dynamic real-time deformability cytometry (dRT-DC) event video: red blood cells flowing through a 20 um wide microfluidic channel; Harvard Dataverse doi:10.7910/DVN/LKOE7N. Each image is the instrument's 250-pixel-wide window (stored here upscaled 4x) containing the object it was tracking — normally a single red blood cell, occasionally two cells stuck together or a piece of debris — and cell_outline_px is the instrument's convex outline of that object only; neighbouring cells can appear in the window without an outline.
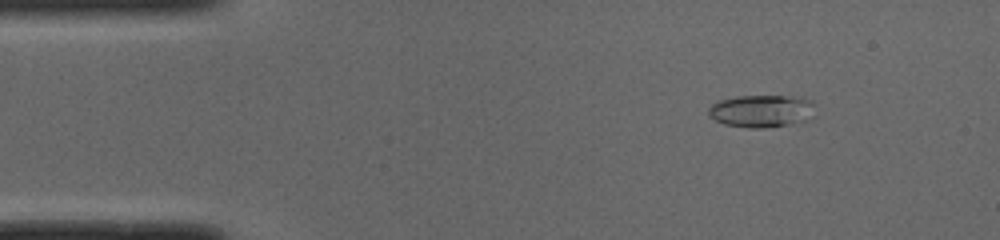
{"species": "common noctule bat (a hibernating species)", "species_latin": "Nyctalus noctula", "temperature_condition": "cold", "stored_images_in_passage": 50, "camera_frame_rate_fps": 3000, "um_per_image_px": 0.085, "animal": {"sex": "male", "body_mass_g": 19.0, "forearm_length_mm": 50.8}, "frame": {"image": 1, "passage_image": 6, "time_ms": 1.667, "image_size_px": [1000, 240], "cell_outline_px": [[816, 116], [804, 120], [764, 128], [748, 128], [724, 124], [708, 116], [708, 108], [712, 104], [720, 100], [736, 96], [800, 96], [812, 100], [816, 104]], "centroid_in_image_um": [64.78, 9.42], "position_along_channel_um": 20.2, "area_um2": 20.46}}
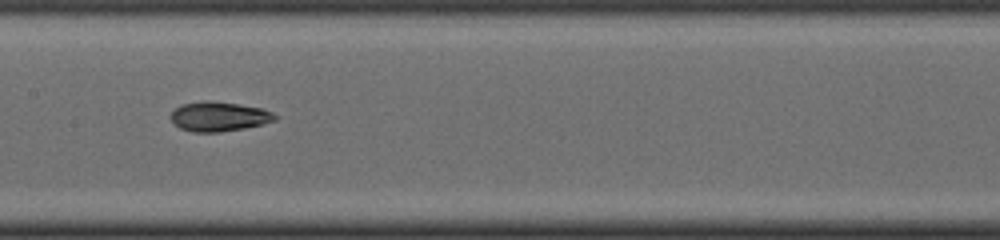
{"frame": {"image": 2, "passage_image": 24, "time_ms": 7.667, "image_size_px": [1000, 240], "cell_outline_px": [[276, 120], [244, 128], [220, 132], [192, 132], [180, 128], [172, 120], [172, 112], [180, 104], [204, 100], [212, 100], [260, 108], [272, 112], [276, 116]], "centroid_in_image_um": [18.58, 9.9], "position_along_channel_um": 188.8, "area_um2": 17.74}}
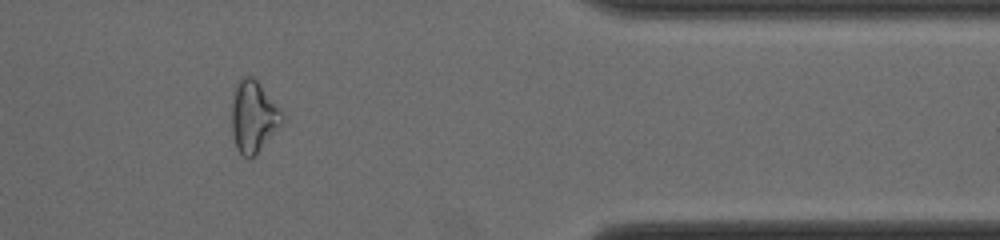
{"frame": {"image": 3, "passage_image": 41, "time_ms": 13.333, "image_size_px": [1000, 240], "cell_outline_px": [[284, 120], [256, 152], [252, 156], [244, 156], [236, 148], [232, 132], [232, 104], [236, 84], [244, 76], [252, 76], [256, 80], [284, 112]], "centroid_in_image_um": [21.54, 9.86], "position_along_channel_um": 389.9, "area_um2": 20.4}, "authors_computed_cell_mechanics": {"area_um2": 17.7446, "velocity_mm_per_s": 3.9933, "shape_relaxation_time_tau1_ms": null, "shape_relaxation_time_tau2_ms": 2.125, "deformation_change_tau1": null, "deformation_change_tau2": 0.0783}}